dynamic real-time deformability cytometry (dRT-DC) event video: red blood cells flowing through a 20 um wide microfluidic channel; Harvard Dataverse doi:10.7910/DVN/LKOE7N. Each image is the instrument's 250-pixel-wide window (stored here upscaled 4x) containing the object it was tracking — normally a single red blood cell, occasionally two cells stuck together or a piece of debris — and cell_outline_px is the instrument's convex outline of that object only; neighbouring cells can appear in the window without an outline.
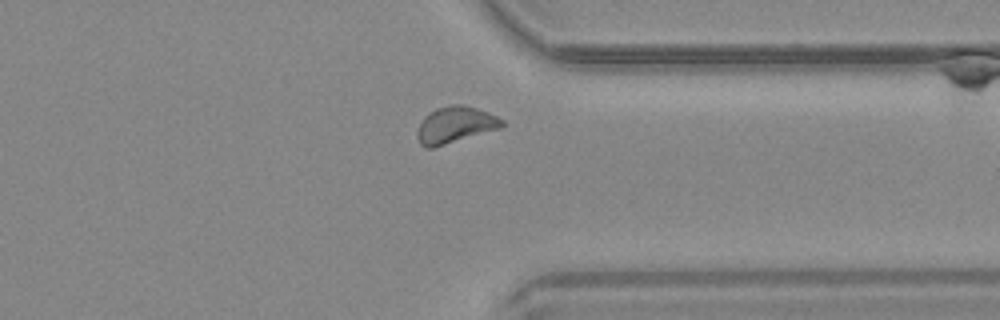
{"species": "common noctule bat (a hibernating species)", "species_latin": "Nyctalus noctula", "temperature_condition": "warm", "stored_images_in_passage": 34, "camera_frame_rate_fps": 3000, "um_per_image_px": 0.085, "animal": {"sex": "male", "body_mass_g": 20.4}, "frame": {"image": 1, "passage_image": 25, "time_ms": 8.0, "image_size_px": [1000, 320], "cell_outline_px": [[504, 124], [500, 128], [432, 148], [424, 148], [420, 144], [416, 136], [416, 132], [424, 116], [428, 112], [436, 108], [452, 104], [460, 104], [476, 108], [488, 112], [504, 120]], "centroid_in_image_um": [38.65, 10.61], "position_along_channel_um": 372.7, "area_um2": 17.98}}